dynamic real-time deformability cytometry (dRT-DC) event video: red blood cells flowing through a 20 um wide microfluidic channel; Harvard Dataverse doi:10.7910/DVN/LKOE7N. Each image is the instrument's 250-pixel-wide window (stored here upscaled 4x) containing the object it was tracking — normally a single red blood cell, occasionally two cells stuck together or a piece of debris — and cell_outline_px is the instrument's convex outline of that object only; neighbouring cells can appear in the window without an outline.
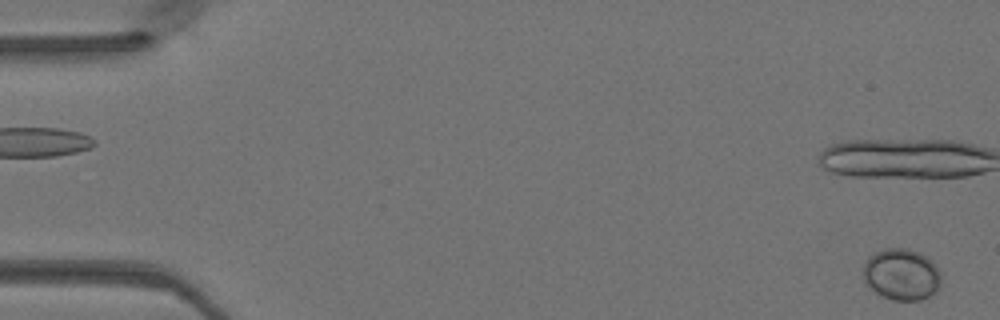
{"species": "Egyptian fruit bat (a non-hibernating species)", "species_latin": "Rousettus aegyptiacus", "temperature_condition": "warm", "stored_images_in_passage": 16, "camera_frame_rate_fps": 3000, "um_per_image_px": 0.085, "animal": {"sex": "female"}, "frame": {"image": 1, "passage_image": 1, "time_ms": 0.0, "image_size_px": [1000, 320], "cell_outline_px": [[940, 288], [936, 292], [920, 300], [892, 300], [876, 292], [864, 284], [864, 264], [868, 256], [884, 248], [908, 248], [920, 252], [940, 272]], "centroid_in_image_um": [76.6, 23.33], "position_along_channel_um": 8.4, "area_um2": 23.29}}